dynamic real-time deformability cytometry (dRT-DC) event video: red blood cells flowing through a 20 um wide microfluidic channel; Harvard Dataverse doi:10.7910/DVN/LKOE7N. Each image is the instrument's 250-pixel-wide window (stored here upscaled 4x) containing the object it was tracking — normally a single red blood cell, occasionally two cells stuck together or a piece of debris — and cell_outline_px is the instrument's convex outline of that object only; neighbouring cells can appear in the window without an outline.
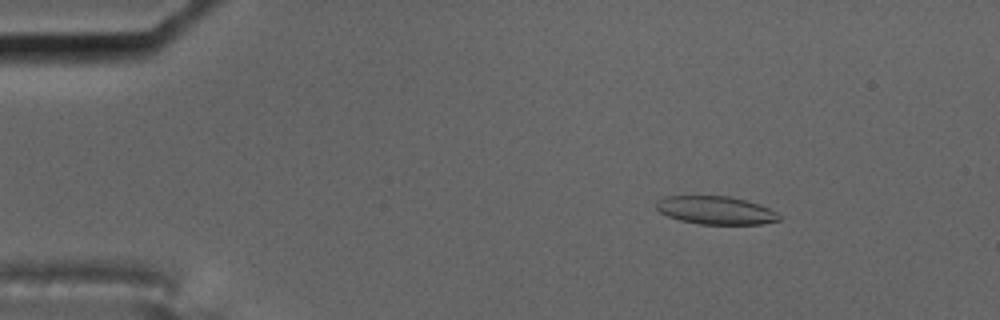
{"species": "common noctule bat (a hibernating species)", "species_latin": "Nyctalus noctula", "temperature_condition": "cold", "stored_images_in_passage": 58, "camera_frame_rate_fps": 3000, "um_per_image_px": 0.085, "animal": {"sex": "male", "body_mass_g": 17.5, "forearm_length_mm": 52.3}, "frame": {"image": 1, "passage_image": 9, "time_ms": 2.667, "image_size_px": [1000, 320], "cell_outline_px": [[780, 220], [760, 224], [700, 224], [680, 220], [668, 216], [660, 212], [656, 208], [656, 204], [664, 196], [728, 196], [760, 204], [776, 212], [780, 216]], "centroid_in_image_um": [60.84, 17.87], "position_along_channel_um": 24.2, "area_um2": 19.94}, "authors_computed_cell_mechanics": {"area_um2": 21.7617, "velocity_mm_per_s": 3.5248, "shape_relaxation_time_tau1_ms": null, "shape_relaxation_time_tau2_ms": 1.4765, "deformation_change_tau1": null, "deformation_change_tau2": 0.0749}}